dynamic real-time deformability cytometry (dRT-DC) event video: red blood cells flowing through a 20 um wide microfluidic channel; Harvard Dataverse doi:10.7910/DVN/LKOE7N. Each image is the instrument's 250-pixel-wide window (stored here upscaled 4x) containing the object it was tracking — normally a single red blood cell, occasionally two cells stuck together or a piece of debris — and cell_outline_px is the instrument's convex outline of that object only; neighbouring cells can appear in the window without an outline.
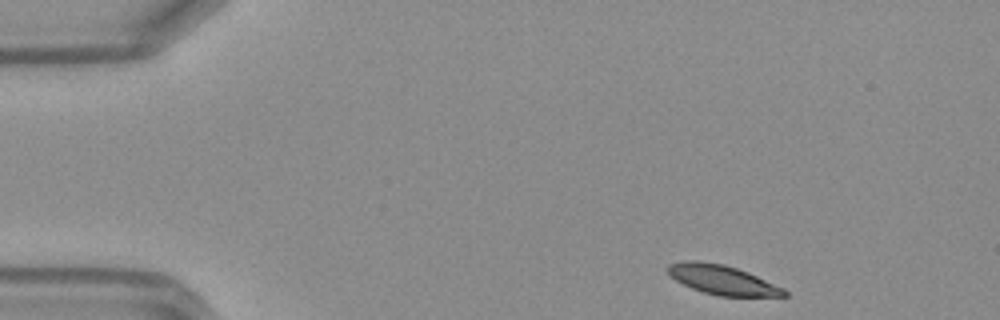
{"species": "Egyptian fruit bat (a non-hibernating species)", "species_latin": "Rousettus aegyptiacus", "temperature_condition": "warm", "stored_images_in_passage": 43, "camera_frame_rate_fps": 3000, "um_per_image_px": 0.085, "frame": {"image": 1, "passage_image": 1, "time_ms": 0.0, "image_size_px": [1000, 320], "cell_outline_px": [[788, 296], [720, 296], [704, 292], [692, 288], [668, 276], [664, 268], [668, 264], [684, 260], [700, 260], [724, 264], [748, 272], [784, 288], [788, 292]], "centroid_in_image_um": [61.34, 23.76], "position_along_channel_um": 23.7, "area_um2": 20.17}}
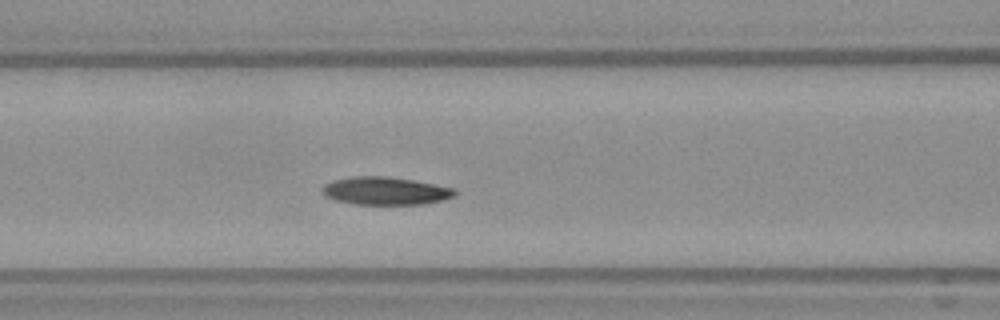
{"frame": {"image": 2, "passage_image": 15, "time_ms": 4.667, "image_size_px": [1000, 320], "cell_outline_px": [[456, 196], [424, 204], [352, 204], [336, 200], [324, 196], [320, 192], [320, 188], [324, 184], [332, 180], [352, 176], [388, 176], [412, 180], [456, 188]], "centroid_in_image_um": [32.71, 16.22], "position_along_channel_um": 133.9, "area_um2": 21.73}}
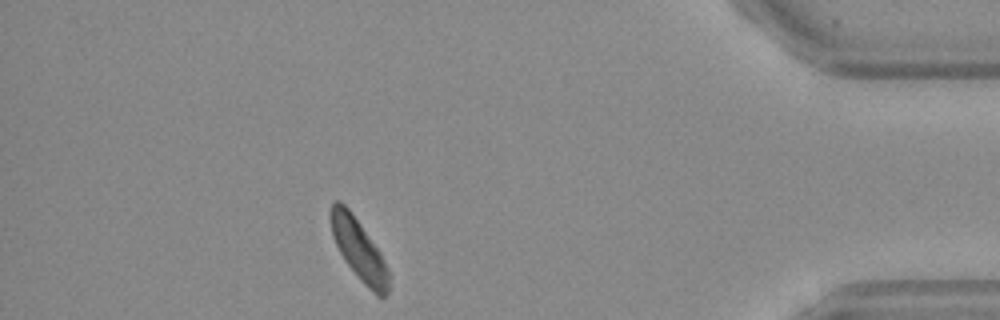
{"frame": {"image": 3, "passage_image": 38, "time_ms": 12.333, "image_size_px": [1000, 320], "cell_outline_px": [[388, 292], [384, 296], [376, 296], [360, 280], [344, 260], [332, 236], [328, 216], [328, 212], [332, 204], [336, 200], [340, 200], [348, 208], [380, 252], [388, 268]], "centroid_in_image_um": [30.46, 21.19], "position_along_channel_um": 404.7, "area_um2": 20.52}, "authors_computed_cell_mechanics": {"area_um2": 21.386, "velocity_mm_per_s": 4.1293, "shape_relaxation_time_tau1_ms": 3.7701, "shape_relaxation_time_tau2_ms": 6.2825, "deformation_change_tau1": 0.1118, "deformation_change_tau2": 0.1149}}